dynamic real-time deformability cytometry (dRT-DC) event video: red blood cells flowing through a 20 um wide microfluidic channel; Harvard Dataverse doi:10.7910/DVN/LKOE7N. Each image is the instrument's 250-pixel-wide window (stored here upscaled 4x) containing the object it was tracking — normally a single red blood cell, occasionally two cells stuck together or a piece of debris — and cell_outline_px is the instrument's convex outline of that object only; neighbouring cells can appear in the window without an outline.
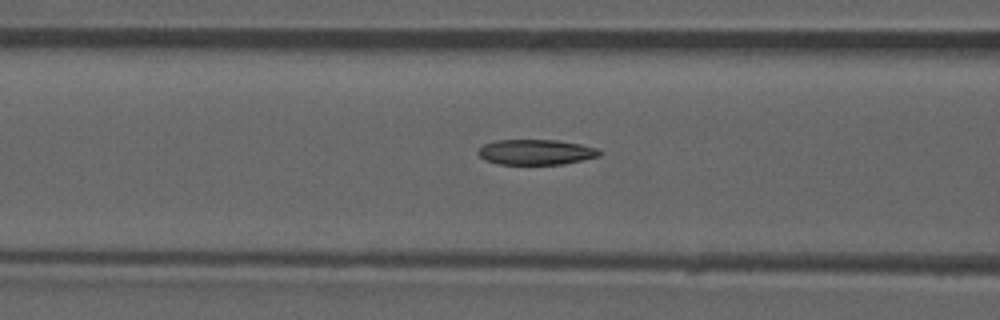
{"species": "common noctule bat (a hibernating species)", "species_latin": "Nyctalus noctula", "temperature_condition": "room temperature", "stored_images_in_passage": 30, "camera_frame_rate_fps": 3000, "um_per_image_px": 0.085, "animal": {"sex": "male", "forearm_length_mm": 52.5}, "frame": {"image": 1, "passage_image": 5, "time_ms": 1.333, "image_size_px": [1000, 320], "cell_outline_px": [[604, 152], [600, 156], [584, 160], [564, 164], [496, 164], [484, 160], [476, 152], [484, 144], [496, 140], [556, 140], [580, 144], [596, 148]], "centroid_in_image_um": [45.56, 12.93], "position_along_channel_um": 121.0, "area_um2": 18.03}}